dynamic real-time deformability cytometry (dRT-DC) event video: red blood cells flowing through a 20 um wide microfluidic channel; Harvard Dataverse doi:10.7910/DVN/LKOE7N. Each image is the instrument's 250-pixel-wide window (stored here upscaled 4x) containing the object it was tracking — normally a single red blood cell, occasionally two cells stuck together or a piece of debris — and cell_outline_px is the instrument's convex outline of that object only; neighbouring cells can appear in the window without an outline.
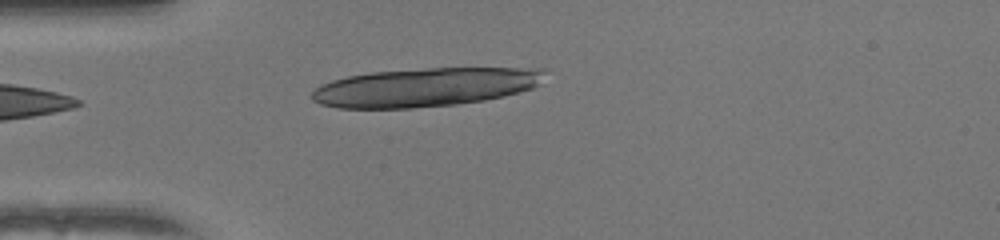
{"species": "human", "species_latin": "Homo sapiens", "temperature_condition": "warm", "stored_images_in_passage": 37, "camera_frame_rate_fps": 3000, "um_per_image_px": 0.085, "donor": {"sex": "female"}, "frame": {"image": 1, "passage_image": 1, "time_ms": 0.0, "image_size_px": [1000, 240], "cell_outline_px": [[544, 72], [540, 84], [532, 88], [504, 96], [484, 100], [456, 104], [412, 108], [336, 108], [320, 104], [312, 100], [312, 92], [320, 84], [332, 80], [348, 76], [372, 72], [428, 68], [544, 68]], "centroid_in_image_um": [36.11, 7.41], "position_along_channel_um": 48.9, "area_um2": 52.42}}